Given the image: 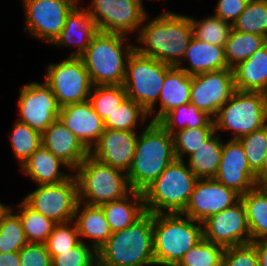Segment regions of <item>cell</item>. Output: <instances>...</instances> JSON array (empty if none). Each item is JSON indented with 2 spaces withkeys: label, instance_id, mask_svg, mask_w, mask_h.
Segmentation results:
<instances>
[{
  "label": "cell",
  "instance_id": "e0dca14e",
  "mask_svg": "<svg viewBox=\"0 0 267 266\" xmlns=\"http://www.w3.org/2000/svg\"><path fill=\"white\" fill-rule=\"evenodd\" d=\"M240 197L215 178H199L181 214L204 222L209 216L234 206L240 201Z\"/></svg>",
  "mask_w": 267,
  "mask_h": 266
},
{
  "label": "cell",
  "instance_id": "5bb4252c",
  "mask_svg": "<svg viewBox=\"0 0 267 266\" xmlns=\"http://www.w3.org/2000/svg\"><path fill=\"white\" fill-rule=\"evenodd\" d=\"M19 122L28 124L41 134L58 117L61 107L52 89L45 83L31 82L20 88L18 100Z\"/></svg>",
  "mask_w": 267,
  "mask_h": 266
},
{
  "label": "cell",
  "instance_id": "277c9868",
  "mask_svg": "<svg viewBox=\"0 0 267 266\" xmlns=\"http://www.w3.org/2000/svg\"><path fill=\"white\" fill-rule=\"evenodd\" d=\"M153 239L155 266L177 264L203 239V224L181 213L153 214Z\"/></svg>",
  "mask_w": 267,
  "mask_h": 266
},
{
  "label": "cell",
  "instance_id": "681fc988",
  "mask_svg": "<svg viewBox=\"0 0 267 266\" xmlns=\"http://www.w3.org/2000/svg\"><path fill=\"white\" fill-rule=\"evenodd\" d=\"M0 266H20L19 253H0Z\"/></svg>",
  "mask_w": 267,
  "mask_h": 266
},
{
  "label": "cell",
  "instance_id": "6da1fadb",
  "mask_svg": "<svg viewBox=\"0 0 267 266\" xmlns=\"http://www.w3.org/2000/svg\"><path fill=\"white\" fill-rule=\"evenodd\" d=\"M136 36L141 46L135 45L134 49L139 54L177 66L193 37V30L189 15L167 11L142 24Z\"/></svg>",
  "mask_w": 267,
  "mask_h": 266
},
{
  "label": "cell",
  "instance_id": "ee69618b",
  "mask_svg": "<svg viewBox=\"0 0 267 266\" xmlns=\"http://www.w3.org/2000/svg\"><path fill=\"white\" fill-rule=\"evenodd\" d=\"M80 242L81 239L77 227L72 221L69 223L57 224L45 242V245L52 258L54 255H58L59 251L69 250Z\"/></svg>",
  "mask_w": 267,
  "mask_h": 266
},
{
  "label": "cell",
  "instance_id": "b9f144b4",
  "mask_svg": "<svg viewBox=\"0 0 267 266\" xmlns=\"http://www.w3.org/2000/svg\"><path fill=\"white\" fill-rule=\"evenodd\" d=\"M238 140L242 144L251 171L256 174L261 169L267 153V124Z\"/></svg>",
  "mask_w": 267,
  "mask_h": 266
},
{
  "label": "cell",
  "instance_id": "74e56055",
  "mask_svg": "<svg viewBox=\"0 0 267 266\" xmlns=\"http://www.w3.org/2000/svg\"><path fill=\"white\" fill-rule=\"evenodd\" d=\"M126 97L123 85H95L90 92L89 101L104 121Z\"/></svg>",
  "mask_w": 267,
  "mask_h": 266
},
{
  "label": "cell",
  "instance_id": "4dcf8cb0",
  "mask_svg": "<svg viewBox=\"0 0 267 266\" xmlns=\"http://www.w3.org/2000/svg\"><path fill=\"white\" fill-rule=\"evenodd\" d=\"M159 123L171 135L186 128L215 127L213 118L191 103H186L172 109Z\"/></svg>",
  "mask_w": 267,
  "mask_h": 266
},
{
  "label": "cell",
  "instance_id": "4fadbf2b",
  "mask_svg": "<svg viewBox=\"0 0 267 266\" xmlns=\"http://www.w3.org/2000/svg\"><path fill=\"white\" fill-rule=\"evenodd\" d=\"M25 9L24 30L52 45L64 28L67 15L76 6L70 0H22Z\"/></svg>",
  "mask_w": 267,
  "mask_h": 266
},
{
  "label": "cell",
  "instance_id": "f5cc1de1",
  "mask_svg": "<svg viewBox=\"0 0 267 266\" xmlns=\"http://www.w3.org/2000/svg\"><path fill=\"white\" fill-rule=\"evenodd\" d=\"M70 1H72V2H74L76 5H79V0H70Z\"/></svg>",
  "mask_w": 267,
  "mask_h": 266
},
{
  "label": "cell",
  "instance_id": "ffe728a7",
  "mask_svg": "<svg viewBox=\"0 0 267 266\" xmlns=\"http://www.w3.org/2000/svg\"><path fill=\"white\" fill-rule=\"evenodd\" d=\"M41 143L64 162L72 173L89 155V150L59 118L41 134Z\"/></svg>",
  "mask_w": 267,
  "mask_h": 266
},
{
  "label": "cell",
  "instance_id": "83f0119b",
  "mask_svg": "<svg viewBox=\"0 0 267 266\" xmlns=\"http://www.w3.org/2000/svg\"><path fill=\"white\" fill-rule=\"evenodd\" d=\"M100 207L112 233L131 226L147 212L143 193L135 190L121 199L102 204Z\"/></svg>",
  "mask_w": 267,
  "mask_h": 266
},
{
  "label": "cell",
  "instance_id": "836d02e7",
  "mask_svg": "<svg viewBox=\"0 0 267 266\" xmlns=\"http://www.w3.org/2000/svg\"><path fill=\"white\" fill-rule=\"evenodd\" d=\"M148 115L138 103L126 97L116 109L104 120L106 129L135 131L139 120L143 123Z\"/></svg>",
  "mask_w": 267,
  "mask_h": 266
},
{
  "label": "cell",
  "instance_id": "9a60e30c",
  "mask_svg": "<svg viewBox=\"0 0 267 266\" xmlns=\"http://www.w3.org/2000/svg\"><path fill=\"white\" fill-rule=\"evenodd\" d=\"M235 91L232 68L192 76L190 103L214 118Z\"/></svg>",
  "mask_w": 267,
  "mask_h": 266
},
{
  "label": "cell",
  "instance_id": "603a6c76",
  "mask_svg": "<svg viewBox=\"0 0 267 266\" xmlns=\"http://www.w3.org/2000/svg\"><path fill=\"white\" fill-rule=\"evenodd\" d=\"M183 60L188 61V67L182 65ZM176 67L190 76L230 68L225 58L224 47L205 43L194 36L189 42L182 61Z\"/></svg>",
  "mask_w": 267,
  "mask_h": 266
},
{
  "label": "cell",
  "instance_id": "d6a6232c",
  "mask_svg": "<svg viewBox=\"0 0 267 266\" xmlns=\"http://www.w3.org/2000/svg\"><path fill=\"white\" fill-rule=\"evenodd\" d=\"M18 206L16 213L20 217L28 242L45 243L57 223L35 211L24 200Z\"/></svg>",
  "mask_w": 267,
  "mask_h": 266
},
{
  "label": "cell",
  "instance_id": "e575fe53",
  "mask_svg": "<svg viewBox=\"0 0 267 266\" xmlns=\"http://www.w3.org/2000/svg\"><path fill=\"white\" fill-rule=\"evenodd\" d=\"M232 28L267 38V0H249Z\"/></svg>",
  "mask_w": 267,
  "mask_h": 266
},
{
  "label": "cell",
  "instance_id": "d590c367",
  "mask_svg": "<svg viewBox=\"0 0 267 266\" xmlns=\"http://www.w3.org/2000/svg\"><path fill=\"white\" fill-rule=\"evenodd\" d=\"M193 36L205 43L224 47L228 40L232 25L216 16H208L197 20L190 16Z\"/></svg>",
  "mask_w": 267,
  "mask_h": 266
},
{
  "label": "cell",
  "instance_id": "7bdbcfd3",
  "mask_svg": "<svg viewBox=\"0 0 267 266\" xmlns=\"http://www.w3.org/2000/svg\"><path fill=\"white\" fill-rule=\"evenodd\" d=\"M52 266H98L97 251L85 241L51 258Z\"/></svg>",
  "mask_w": 267,
  "mask_h": 266
},
{
  "label": "cell",
  "instance_id": "ab89813d",
  "mask_svg": "<svg viewBox=\"0 0 267 266\" xmlns=\"http://www.w3.org/2000/svg\"><path fill=\"white\" fill-rule=\"evenodd\" d=\"M14 211L0 222V253L19 252L28 243L20 217Z\"/></svg>",
  "mask_w": 267,
  "mask_h": 266
},
{
  "label": "cell",
  "instance_id": "d6986e66",
  "mask_svg": "<svg viewBox=\"0 0 267 266\" xmlns=\"http://www.w3.org/2000/svg\"><path fill=\"white\" fill-rule=\"evenodd\" d=\"M137 131L106 129L89 150L96 160L128 173L134 157Z\"/></svg>",
  "mask_w": 267,
  "mask_h": 266
},
{
  "label": "cell",
  "instance_id": "f35d334b",
  "mask_svg": "<svg viewBox=\"0 0 267 266\" xmlns=\"http://www.w3.org/2000/svg\"><path fill=\"white\" fill-rule=\"evenodd\" d=\"M225 248L202 239L192 247L181 260L178 266H222Z\"/></svg>",
  "mask_w": 267,
  "mask_h": 266
},
{
  "label": "cell",
  "instance_id": "2e32d148",
  "mask_svg": "<svg viewBox=\"0 0 267 266\" xmlns=\"http://www.w3.org/2000/svg\"><path fill=\"white\" fill-rule=\"evenodd\" d=\"M203 224V238L223 248L251 243L245 207L234 206L209 216Z\"/></svg>",
  "mask_w": 267,
  "mask_h": 266
},
{
  "label": "cell",
  "instance_id": "52a82bcc",
  "mask_svg": "<svg viewBox=\"0 0 267 266\" xmlns=\"http://www.w3.org/2000/svg\"><path fill=\"white\" fill-rule=\"evenodd\" d=\"M78 182L79 201L100 206L128 195L132 189L127 173L88 155L73 172Z\"/></svg>",
  "mask_w": 267,
  "mask_h": 266
},
{
  "label": "cell",
  "instance_id": "bcb514c9",
  "mask_svg": "<svg viewBox=\"0 0 267 266\" xmlns=\"http://www.w3.org/2000/svg\"><path fill=\"white\" fill-rule=\"evenodd\" d=\"M18 253L20 266H52L45 243L28 242Z\"/></svg>",
  "mask_w": 267,
  "mask_h": 266
},
{
  "label": "cell",
  "instance_id": "db71d44e",
  "mask_svg": "<svg viewBox=\"0 0 267 266\" xmlns=\"http://www.w3.org/2000/svg\"><path fill=\"white\" fill-rule=\"evenodd\" d=\"M263 188L267 192V184Z\"/></svg>",
  "mask_w": 267,
  "mask_h": 266
},
{
  "label": "cell",
  "instance_id": "ba28073f",
  "mask_svg": "<svg viewBox=\"0 0 267 266\" xmlns=\"http://www.w3.org/2000/svg\"><path fill=\"white\" fill-rule=\"evenodd\" d=\"M215 131H230L239 139L267 124V94L235 90L213 118Z\"/></svg>",
  "mask_w": 267,
  "mask_h": 266
},
{
  "label": "cell",
  "instance_id": "ac0fdd59",
  "mask_svg": "<svg viewBox=\"0 0 267 266\" xmlns=\"http://www.w3.org/2000/svg\"><path fill=\"white\" fill-rule=\"evenodd\" d=\"M214 178L240 196L256 186V175L251 171L238 139L223 143L222 157Z\"/></svg>",
  "mask_w": 267,
  "mask_h": 266
},
{
  "label": "cell",
  "instance_id": "7402d4cb",
  "mask_svg": "<svg viewBox=\"0 0 267 266\" xmlns=\"http://www.w3.org/2000/svg\"><path fill=\"white\" fill-rule=\"evenodd\" d=\"M98 32L94 18L88 10L84 6L82 8L76 5L67 15L64 28L52 44L62 48L77 46V50L71 52L69 57H81Z\"/></svg>",
  "mask_w": 267,
  "mask_h": 266
},
{
  "label": "cell",
  "instance_id": "cb8c5ba5",
  "mask_svg": "<svg viewBox=\"0 0 267 266\" xmlns=\"http://www.w3.org/2000/svg\"><path fill=\"white\" fill-rule=\"evenodd\" d=\"M67 165L42 145L22 164L21 171L24 172L36 185L57 184L69 179L73 173L60 171Z\"/></svg>",
  "mask_w": 267,
  "mask_h": 266
},
{
  "label": "cell",
  "instance_id": "7c38bea8",
  "mask_svg": "<svg viewBox=\"0 0 267 266\" xmlns=\"http://www.w3.org/2000/svg\"><path fill=\"white\" fill-rule=\"evenodd\" d=\"M85 7L94 18L99 32L120 33L126 36L136 32L148 19L142 0H90Z\"/></svg>",
  "mask_w": 267,
  "mask_h": 266
},
{
  "label": "cell",
  "instance_id": "8992f818",
  "mask_svg": "<svg viewBox=\"0 0 267 266\" xmlns=\"http://www.w3.org/2000/svg\"><path fill=\"white\" fill-rule=\"evenodd\" d=\"M184 161H172L142 192L147 212L171 214L185 210L198 178Z\"/></svg>",
  "mask_w": 267,
  "mask_h": 266
},
{
  "label": "cell",
  "instance_id": "9c48e42d",
  "mask_svg": "<svg viewBox=\"0 0 267 266\" xmlns=\"http://www.w3.org/2000/svg\"><path fill=\"white\" fill-rule=\"evenodd\" d=\"M172 67L152 57L139 54L135 49L127 59L123 87L127 97L147 111L148 117L155 110L165 75Z\"/></svg>",
  "mask_w": 267,
  "mask_h": 266
},
{
  "label": "cell",
  "instance_id": "60d3db41",
  "mask_svg": "<svg viewBox=\"0 0 267 266\" xmlns=\"http://www.w3.org/2000/svg\"><path fill=\"white\" fill-rule=\"evenodd\" d=\"M215 127H196L179 130L172 134L176 159L184 160L199 148L213 133Z\"/></svg>",
  "mask_w": 267,
  "mask_h": 266
},
{
  "label": "cell",
  "instance_id": "d4e9b609",
  "mask_svg": "<svg viewBox=\"0 0 267 266\" xmlns=\"http://www.w3.org/2000/svg\"><path fill=\"white\" fill-rule=\"evenodd\" d=\"M192 76L184 70L173 66L165 75L160 91V107L151 122H159L172 109L190 103Z\"/></svg>",
  "mask_w": 267,
  "mask_h": 266
},
{
  "label": "cell",
  "instance_id": "8d00e7d4",
  "mask_svg": "<svg viewBox=\"0 0 267 266\" xmlns=\"http://www.w3.org/2000/svg\"><path fill=\"white\" fill-rule=\"evenodd\" d=\"M9 140L21 165L42 145L41 133L19 121H15Z\"/></svg>",
  "mask_w": 267,
  "mask_h": 266
},
{
  "label": "cell",
  "instance_id": "4316f807",
  "mask_svg": "<svg viewBox=\"0 0 267 266\" xmlns=\"http://www.w3.org/2000/svg\"><path fill=\"white\" fill-rule=\"evenodd\" d=\"M83 205V206H82ZM73 222L81 238H90L91 247L97 252L111 236L112 231L100 206L78 202Z\"/></svg>",
  "mask_w": 267,
  "mask_h": 266
},
{
  "label": "cell",
  "instance_id": "3957f363",
  "mask_svg": "<svg viewBox=\"0 0 267 266\" xmlns=\"http://www.w3.org/2000/svg\"><path fill=\"white\" fill-rule=\"evenodd\" d=\"M98 266H153V214L146 212L123 230L113 232L97 252Z\"/></svg>",
  "mask_w": 267,
  "mask_h": 266
},
{
  "label": "cell",
  "instance_id": "f6af8a7d",
  "mask_svg": "<svg viewBox=\"0 0 267 266\" xmlns=\"http://www.w3.org/2000/svg\"><path fill=\"white\" fill-rule=\"evenodd\" d=\"M222 266H258V255L252 243L225 248Z\"/></svg>",
  "mask_w": 267,
  "mask_h": 266
},
{
  "label": "cell",
  "instance_id": "44dd1931",
  "mask_svg": "<svg viewBox=\"0 0 267 266\" xmlns=\"http://www.w3.org/2000/svg\"><path fill=\"white\" fill-rule=\"evenodd\" d=\"M58 118L88 150L105 130L104 121L89 100L61 107Z\"/></svg>",
  "mask_w": 267,
  "mask_h": 266
},
{
  "label": "cell",
  "instance_id": "f1b7e54d",
  "mask_svg": "<svg viewBox=\"0 0 267 266\" xmlns=\"http://www.w3.org/2000/svg\"><path fill=\"white\" fill-rule=\"evenodd\" d=\"M223 141L216 131L186 160L192 173L199 178H214L222 157Z\"/></svg>",
  "mask_w": 267,
  "mask_h": 266
},
{
  "label": "cell",
  "instance_id": "8fae6325",
  "mask_svg": "<svg viewBox=\"0 0 267 266\" xmlns=\"http://www.w3.org/2000/svg\"><path fill=\"white\" fill-rule=\"evenodd\" d=\"M23 198L35 211L57 224L69 223L79 202L78 182L73 174L57 184H42Z\"/></svg>",
  "mask_w": 267,
  "mask_h": 266
},
{
  "label": "cell",
  "instance_id": "5b68a950",
  "mask_svg": "<svg viewBox=\"0 0 267 266\" xmlns=\"http://www.w3.org/2000/svg\"><path fill=\"white\" fill-rule=\"evenodd\" d=\"M128 37L120 33L98 32L81 56L93 86L123 85L126 63L134 44L125 43Z\"/></svg>",
  "mask_w": 267,
  "mask_h": 266
},
{
  "label": "cell",
  "instance_id": "f546056e",
  "mask_svg": "<svg viewBox=\"0 0 267 266\" xmlns=\"http://www.w3.org/2000/svg\"><path fill=\"white\" fill-rule=\"evenodd\" d=\"M251 235V242L267 238V192L255 186L240 197Z\"/></svg>",
  "mask_w": 267,
  "mask_h": 266
},
{
  "label": "cell",
  "instance_id": "c3c4849f",
  "mask_svg": "<svg viewBox=\"0 0 267 266\" xmlns=\"http://www.w3.org/2000/svg\"><path fill=\"white\" fill-rule=\"evenodd\" d=\"M258 255V266H267V238H262L251 242Z\"/></svg>",
  "mask_w": 267,
  "mask_h": 266
},
{
  "label": "cell",
  "instance_id": "7a4b0ae2",
  "mask_svg": "<svg viewBox=\"0 0 267 266\" xmlns=\"http://www.w3.org/2000/svg\"><path fill=\"white\" fill-rule=\"evenodd\" d=\"M175 159L172 135L159 122L149 121L138 133L131 168L127 173L131 189L143 192Z\"/></svg>",
  "mask_w": 267,
  "mask_h": 266
},
{
  "label": "cell",
  "instance_id": "30bf717a",
  "mask_svg": "<svg viewBox=\"0 0 267 266\" xmlns=\"http://www.w3.org/2000/svg\"><path fill=\"white\" fill-rule=\"evenodd\" d=\"M45 83L60 107L89 100L93 84L81 57H67L46 68Z\"/></svg>",
  "mask_w": 267,
  "mask_h": 266
},
{
  "label": "cell",
  "instance_id": "f907efd6",
  "mask_svg": "<svg viewBox=\"0 0 267 266\" xmlns=\"http://www.w3.org/2000/svg\"><path fill=\"white\" fill-rule=\"evenodd\" d=\"M255 175L256 186L263 188L267 184V153L261 169Z\"/></svg>",
  "mask_w": 267,
  "mask_h": 266
},
{
  "label": "cell",
  "instance_id": "1f68e13d",
  "mask_svg": "<svg viewBox=\"0 0 267 266\" xmlns=\"http://www.w3.org/2000/svg\"><path fill=\"white\" fill-rule=\"evenodd\" d=\"M267 43V38L261 35L243 33L233 28L225 43V58L230 68L248 59L254 52Z\"/></svg>",
  "mask_w": 267,
  "mask_h": 266
},
{
  "label": "cell",
  "instance_id": "484cf974",
  "mask_svg": "<svg viewBox=\"0 0 267 266\" xmlns=\"http://www.w3.org/2000/svg\"><path fill=\"white\" fill-rule=\"evenodd\" d=\"M232 69L235 90L267 94V43Z\"/></svg>",
  "mask_w": 267,
  "mask_h": 266
},
{
  "label": "cell",
  "instance_id": "816d5d0a",
  "mask_svg": "<svg viewBox=\"0 0 267 266\" xmlns=\"http://www.w3.org/2000/svg\"><path fill=\"white\" fill-rule=\"evenodd\" d=\"M13 208L7 207L5 204L0 202V222L11 212Z\"/></svg>",
  "mask_w": 267,
  "mask_h": 266
},
{
  "label": "cell",
  "instance_id": "7dc6e473",
  "mask_svg": "<svg viewBox=\"0 0 267 266\" xmlns=\"http://www.w3.org/2000/svg\"><path fill=\"white\" fill-rule=\"evenodd\" d=\"M249 0H218L214 16L233 25L245 10Z\"/></svg>",
  "mask_w": 267,
  "mask_h": 266
}]
</instances>
